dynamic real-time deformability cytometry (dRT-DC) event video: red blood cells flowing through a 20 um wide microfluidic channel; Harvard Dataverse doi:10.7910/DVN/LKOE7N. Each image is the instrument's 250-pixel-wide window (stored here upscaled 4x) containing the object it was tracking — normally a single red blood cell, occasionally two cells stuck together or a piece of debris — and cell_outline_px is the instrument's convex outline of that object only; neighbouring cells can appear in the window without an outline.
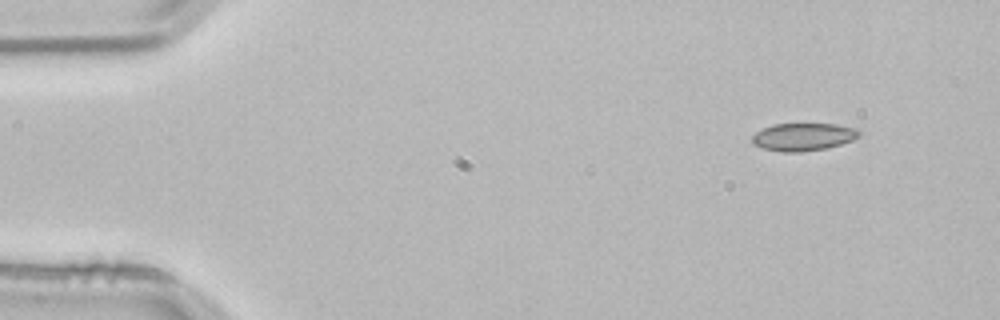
{"species": "common noctule bat (a hibernating species)", "species_latin": "Nyctalus noctula", "temperature_condition": "room temperature", "stored_images_in_passage": 3, "camera_frame_rate_fps": 3000, "um_per_image_px": 0.085, "animal": {"sex": "male", "body_mass_g": 21.5, "forearm_length_mm": 52.0}, "frame": {"image": 1, "passage_image": 1, "time_ms": 0.0, "image_size_px": [1000, 320], "cell_outline_px": [[864, 132], [860, 136], [852, 140], [828, 148], [800, 152], [780, 152], [764, 148], [752, 144], [752, 136], [756, 132], [772, 124], [836, 124], [856, 128]], "centroid_in_image_um": [68.31, 11.63], "position_along_channel_um": 16.7, "area_um2": 17.4}}
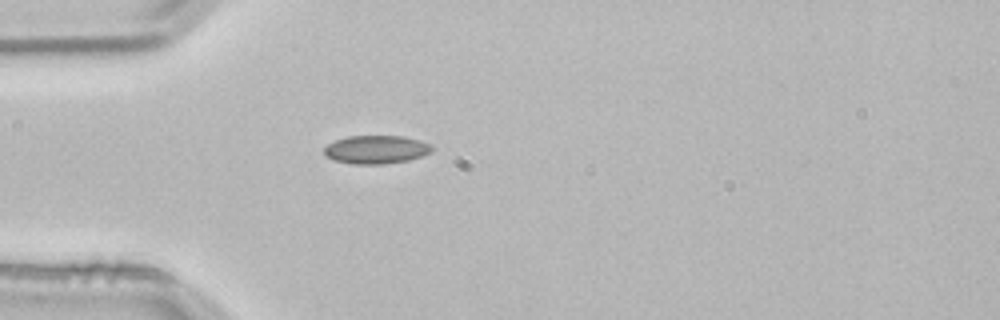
{"frame": {"image": 2, "passage_image": 3, "time_ms": 0.667, "image_size_px": [1000, 320], "cell_outline_px": [[432, 148], [428, 152], [420, 156], [408, 160], [384, 164], [352, 164], [332, 160], [324, 156], [324, 148], [328, 144], [336, 140], [348, 136], [404, 136], [420, 140], [428, 144]], "centroid_in_image_um": [31.9, 12.71], "position_along_channel_um": 53.1, "area_um2": 17.69}}